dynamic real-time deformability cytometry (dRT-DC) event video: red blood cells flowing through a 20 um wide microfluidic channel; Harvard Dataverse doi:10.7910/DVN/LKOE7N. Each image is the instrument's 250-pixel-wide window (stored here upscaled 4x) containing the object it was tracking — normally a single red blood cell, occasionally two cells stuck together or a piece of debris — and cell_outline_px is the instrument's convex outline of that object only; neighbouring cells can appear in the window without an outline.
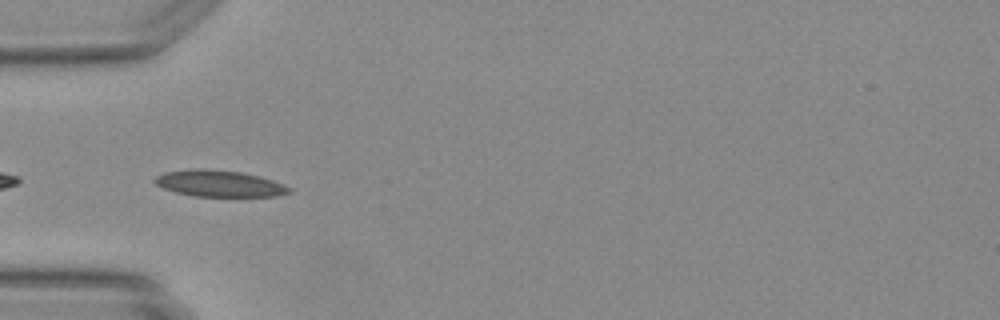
{"species": "Egyptian fruit bat (a non-hibernating species)", "species_latin": "Rousettus aegyptiacus", "temperature_condition": "warm", "stored_images_in_passage": 5, "camera_frame_rate_fps": 3000, "um_per_image_px": 0.085, "animal": {"sex": "female"}, "frame": {"image": 1, "passage_image": 2, "time_ms": 0.333, "image_size_px": [1000, 320], "cell_outline_px": [[292, 192], [276, 196], [192, 196], [176, 192], [164, 188], [156, 184], [152, 180], [156, 176], [164, 172], [196, 168], [200, 168], [240, 172], [260, 176], [284, 184], [292, 188]], "centroid_in_image_um": [18.64, 15.6], "position_along_channel_um": 66.4, "area_um2": 20.69}}